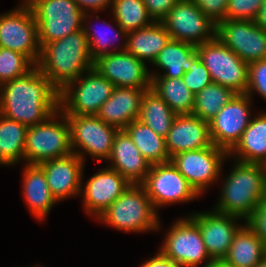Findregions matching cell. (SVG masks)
Instances as JSON below:
<instances>
[{
    "label": "cell",
    "instance_id": "cell-32",
    "mask_svg": "<svg viewBox=\"0 0 266 267\" xmlns=\"http://www.w3.org/2000/svg\"><path fill=\"white\" fill-rule=\"evenodd\" d=\"M151 89L162 98L176 115L192 114L194 95L182 78L151 76Z\"/></svg>",
    "mask_w": 266,
    "mask_h": 267
},
{
    "label": "cell",
    "instance_id": "cell-42",
    "mask_svg": "<svg viewBox=\"0 0 266 267\" xmlns=\"http://www.w3.org/2000/svg\"><path fill=\"white\" fill-rule=\"evenodd\" d=\"M179 0H143L154 22H161Z\"/></svg>",
    "mask_w": 266,
    "mask_h": 267
},
{
    "label": "cell",
    "instance_id": "cell-29",
    "mask_svg": "<svg viewBox=\"0 0 266 267\" xmlns=\"http://www.w3.org/2000/svg\"><path fill=\"white\" fill-rule=\"evenodd\" d=\"M93 14V16L91 15ZM91 15V16H90ZM94 12H86L83 15V26L82 29L84 30V33L87 37L88 43H89V48H90V53L92 56V59L95 60L98 57L104 55V54H110L114 52H122L126 51L127 48V33L121 28V26L115 21L114 17L112 20L113 22L116 23V30L113 29V25L111 23L106 22L103 20L102 25L105 28H95L94 26H91L88 24L90 23L91 18L94 17ZM90 25V26H89ZM110 28V29H108ZM107 29L108 32H110V35L107 36V32L105 31ZM113 29V31H112ZM113 32H115L113 34ZM112 36V37H111ZM123 38V39H121ZM118 39H121L124 42L121 43L120 46L117 47L116 45H113V41L117 42L120 41ZM113 40V41H112ZM114 46V47H113ZM110 47V48H109Z\"/></svg>",
    "mask_w": 266,
    "mask_h": 267
},
{
    "label": "cell",
    "instance_id": "cell-22",
    "mask_svg": "<svg viewBox=\"0 0 266 267\" xmlns=\"http://www.w3.org/2000/svg\"><path fill=\"white\" fill-rule=\"evenodd\" d=\"M107 161L108 167L118 171L130 184H142L151 167L124 130L116 134Z\"/></svg>",
    "mask_w": 266,
    "mask_h": 267
},
{
    "label": "cell",
    "instance_id": "cell-2",
    "mask_svg": "<svg viewBox=\"0 0 266 267\" xmlns=\"http://www.w3.org/2000/svg\"><path fill=\"white\" fill-rule=\"evenodd\" d=\"M94 65L84 30L44 44L36 66L61 91Z\"/></svg>",
    "mask_w": 266,
    "mask_h": 267
},
{
    "label": "cell",
    "instance_id": "cell-37",
    "mask_svg": "<svg viewBox=\"0 0 266 267\" xmlns=\"http://www.w3.org/2000/svg\"><path fill=\"white\" fill-rule=\"evenodd\" d=\"M262 4L263 0H229L226 19L255 21Z\"/></svg>",
    "mask_w": 266,
    "mask_h": 267
},
{
    "label": "cell",
    "instance_id": "cell-3",
    "mask_svg": "<svg viewBox=\"0 0 266 267\" xmlns=\"http://www.w3.org/2000/svg\"><path fill=\"white\" fill-rule=\"evenodd\" d=\"M223 178L221 194L213 210L245 221L266 195V169L263 164L234 160Z\"/></svg>",
    "mask_w": 266,
    "mask_h": 267
},
{
    "label": "cell",
    "instance_id": "cell-38",
    "mask_svg": "<svg viewBox=\"0 0 266 267\" xmlns=\"http://www.w3.org/2000/svg\"><path fill=\"white\" fill-rule=\"evenodd\" d=\"M182 79L193 95L212 83L210 73L199 57L192 62L190 70L182 76Z\"/></svg>",
    "mask_w": 266,
    "mask_h": 267
},
{
    "label": "cell",
    "instance_id": "cell-36",
    "mask_svg": "<svg viewBox=\"0 0 266 267\" xmlns=\"http://www.w3.org/2000/svg\"><path fill=\"white\" fill-rule=\"evenodd\" d=\"M34 66L25 55L0 47V85L23 76Z\"/></svg>",
    "mask_w": 266,
    "mask_h": 267
},
{
    "label": "cell",
    "instance_id": "cell-18",
    "mask_svg": "<svg viewBox=\"0 0 266 267\" xmlns=\"http://www.w3.org/2000/svg\"><path fill=\"white\" fill-rule=\"evenodd\" d=\"M189 214L188 216L200 229L210 258L222 261L232 244L235 233L245 223L239 224L243 219L234 215L222 214L215 210L196 211Z\"/></svg>",
    "mask_w": 266,
    "mask_h": 267
},
{
    "label": "cell",
    "instance_id": "cell-23",
    "mask_svg": "<svg viewBox=\"0 0 266 267\" xmlns=\"http://www.w3.org/2000/svg\"><path fill=\"white\" fill-rule=\"evenodd\" d=\"M146 90L148 89L114 87L111 97L101 106L96 116L106 124L123 130L132 121L138 120Z\"/></svg>",
    "mask_w": 266,
    "mask_h": 267
},
{
    "label": "cell",
    "instance_id": "cell-35",
    "mask_svg": "<svg viewBox=\"0 0 266 267\" xmlns=\"http://www.w3.org/2000/svg\"><path fill=\"white\" fill-rule=\"evenodd\" d=\"M111 12L112 17L126 33L147 27L154 22L143 0H114Z\"/></svg>",
    "mask_w": 266,
    "mask_h": 267
},
{
    "label": "cell",
    "instance_id": "cell-48",
    "mask_svg": "<svg viewBox=\"0 0 266 267\" xmlns=\"http://www.w3.org/2000/svg\"><path fill=\"white\" fill-rule=\"evenodd\" d=\"M30 267H43V266H40V265H34V266H30Z\"/></svg>",
    "mask_w": 266,
    "mask_h": 267
},
{
    "label": "cell",
    "instance_id": "cell-31",
    "mask_svg": "<svg viewBox=\"0 0 266 267\" xmlns=\"http://www.w3.org/2000/svg\"><path fill=\"white\" fill-rule=\"evenodd\" d=\"M123 130L151 165L171 161L165 138L156 134L150 127L139 120H134Z\"/></svg>",
    "mask_w": 266,
    "mask_h": 267
},
{
    "label": "cell",
    "instance_id": "cell-40",
    "mask_svg": "<svg viewBox=\"0 0 266 267\" xmlns=\"http://www.w3.org/2000/svg\"><path fill=\"white\" fill-rule=\"evenodd\" d=\"M244 222L266 246V195Z\"/></svg>",
    "mask_w": 266,
    "mask_h": 267
},
{
    "label": "cell",
    "instance_id": "cell-10",
    "mask_svg": "<svg viewBox=\"0 0 266 267\" xmlns=\"http://www.w3.org/2000/svg\"><path fill=\"white\" fill-rule=\"evenodd\" d=\"M67 119L70 125L72 152L84 162L86 155H90L94 160H105L107 163L119 129L106 124L96 115L67 116Z\"/></svg>",
    "mask_w": 266,
    "mask_h": 267
},
{
    "label": "cell",
    "instance_id": "cell-12",
    "mask_svg": "<svg viewBox=\"0 0 266 267\" xmlns=\"http://www.w3.org/2000/svg\"><path fill=\"white\" fill-rule=\"evenodd\" d=\"M229 158L226 150L212 144L206 148L178 153L171 158V162L202 196L221 179L223 164Z\"/></svg>",
    "mask_w": 266,
    "mask_h": 267
},
{
    "label": "cell",
    "instance_id": "cell-17",
    "mask_svg": "<svg viewBox=\"0 0 266 267\" xmlns=\"http://www.w3.org/2000/svg\"><path fill=\"white\" fill-rule=\"evenodd\" d=\"M127 51L104 54L94 60L93 68L114 87L150 89L151 74L147 65Z\"/></svg>",
    "mask_w": 266,
    "mask_h": 267
},
{
    "label": "cell",
    "instance_id": "cell-1",
    "mask_svg": "<svg viewBox=\"0 0 266 267\" xmlns=\"http://www.w3.org/2000/svg\"><path fill=\"white\" fill-rule=\"evenodd\" d=\"M59 109V91L35 65L0 85V114L27 127L44 122Z\"/></svg>",
    "mask_w": 266,
    "mask_h": 267
},
{
    "label": "cell",
    "instance_id": "cell-19",
    "mask_svg": "<svg viewBox=\"0 0 266 267\" xmlns=\"http://www.w3.org/2000/svg\"><path fill=\"white\" fill-rule=\"evenodd\" d=\"M80 196L85 213L96 219L131 185L118 171L110 167L99 169L87 181L81 182ZM85 183V185H84Z\"/></svg>",
    "mask_w": 266,
    "mask_h": 267
},
{
    "label": "cell",
    "instance_id": "cell-4",
    "mask_svg": "<svg viewBox=\"0 0 266 267\" xmlns=\"http://www.w3.org/2000/svg\"><path fill=\"white\" fill-rule=\"evenodd\" d=\"M141 184H131L96 219L117 231L146 233L159 231L160 217Z\"/></svg>",
    "mask_w": 266,
    "mask_h": 267
},
{
    "label": "cell",
    "instance_id": "cell-44",
    "mask_svg": "<svg viewBox=\"0 0 266 267\" xmlns=\"http://www.w3.org/2000/svg\"><path fill=\"white\" fill-rule=\"evenodd\" d=\"M140 267H183L181 264L167 258L160 251L150 259L143 262Z\"/></svg>",
    "mask_w": 266,
    "mask_h": 267
},
{
    "label": "cell",
    "instance_id": "cell-26",
    "mask_svg": "<svg viewBox=\"0 0 266 267\" xmlns=\"http://www.w3.org/2000/svg\"><path fill=\"white\" fill-rule=\"evenodd\" d=\"M197 57L195 45L171 39L152 64V66L159 68L162 74L158 70L157 72L152 70L153 72L150 71V74L163 78H182L190 70L192 62Z\"/></svg>",
    "mask_w": 266,
    "mask_h": 267
},
{
    "label": "cell",
    "instance_id": "cell-13",
    "mask_svg": "<svg viewBox=\"0 0 266 267\" xmlns=\"http://www.w3.org/2000/svg\"><path fill=\"white\" fill-rule=\"evenodd\" d=\"M155 209L178 203H187L200 195L171 162L151 165L141 184Z\"/></svg>",
    "mask_w": 266,
    "mask_h": 267
},
{
    "label": "cell",
    "instance_id": "cell-33",
    "mask_svg": "<svg viewBox=\"0 0 266 267\" xmlns=\"http://www.w3.org/2000/svg\"><path fill=\"white\" fill-rule=\"evenodd\" d=\"M176 114L151 88L145 91L138 120L156 134L166 137Z\"/></svg>",
    "mask_w": 266,
    "mask_h": 267
},
{
    "label": "cell",
    "instance_id": "cell-30",
    "mask_svg": "<svg viewBox=\"0 0 266 267\" xmlns=\"http://www.w3.org/2000/svg\"><path fill=\"white\" fill-rule=\"evenodd\" d=\"M27 126L0 114V166L25 161Z\"/></svg>",
    "mask_w": 266,
    "mask_h": 267
},
{
    "label": "cell",
    "instance_id": "cell-45",
    "mask_svg": "<svg viewBox=\"0 0 266 267\" xmlns=\"http://www.w3.org/2000/svg\"><path fill=\"white\" fill-rule=\"evenodd\" d=\"M255 23L266 32V0H263V4L260 7Z\"/></svg>",
    "mask_w": 266,
    "mask_h": 267
},
{
    "label": "cell",
    "instance_id": "cell-16",
    "mask_svg": "<svg viewBox=\"0 0 266 267\" xmlns=\"http://www.w3.org/2000/svg\"><path fill=\"white\" fill-rule=\"evenodd\" d=\"M216 36L247 64L266 58V32L255 21L224 19Z\"/></svg>",
    "mask_w": 266,
    "mask_h": 267
},
{
    "label": "cell",
    "instance_id": "cell-9",
    "mask_svg": "<svg viewBox=\"0 0 266 267\" xmlns=\"http://www.w3.org/2000/svg\"><path fill=\"white\" fill-rule=\"evenodd\" d=\"M0 47L19 52L37 64L41 53L38 26L24 0L14 9L0 14Z\"/></svg>",
    "mask_w": 266,
    "mask_h": 267
},
{
    "label": "cell",
    "instance_id": "cell-39",
    "mask_svg": "<svg viewBox=\"0 0 266 267\" xmlns=\"http://www.w3.org/2000/svg\"><path fill=\"white\" fill-rule=\"evenodd\" d=\"M256 92L266 100V58L249 64L246 94L253 99Z\"/></svg>",
    "mask_w": 266,
    "mask_h": 267
},
{
    "label": "cell",
    "instance_id": "cell-34",
    "mask_svg": "<svg viewBox=\"0 0 266 267\" xmlns=\"http://www.w3.org/2000/svg\"><path fill=\"white\" fill-rule=\"evenodd\" d=\"M235 96L234 90L212 82L194 95L192 114L209 123Z\"/></svg>",
    "mask_w": 266,
    "mask_h": 267
},
{
    "label": "cell",
    "instance_id": "cell-24",
    "mask_svg": "<svg viewBox=\"0 0 266 267\" xmlns=\"http://www.w3.org/2000/svg\"><path fill=\"white\" fill-rule=\"evenodd\" d=\"M22 178V195L32 216L43 221L58 202L49 190L46 175L38 164H25Z\"/></svg>",
    "mask_w": 266,
    "mask_h": 267
},
{
    "label": "cell",
    "instance_id": "cell-43",
    "mask_svg": "<svg viewBox=\"0 0 266 267\" xmlns=\"http://www.w3.org/2000/svg\"><path fill=\"white\" fill-rule=\"evenodd\" d=\"M78 7L84 12L100 13L111 9L114 0H75Z\"/></svg>",
    "mask_w": 266,
    "mask_h": 267
},
{
    "label": "cell",
    "instance_id": "cell-14",
    "mask_svg": "<svg viewBox=\"0 0 266 267\" xmlns=\"http://www.w3.org/2000/svg\"><path fill=\"white\" fill-rule=\"evenodd\" d=\"M161 22L172 40L197 46L216 37L217 24L193 0H179Z\"/></svg>",
    "mask_w": 266,
    "mask_h": 267
},
{
    "label": "cell",
    "instance_id": "cell-21",
    "mask_svg": "<svg viewBox=\"0 0 266 267\" xmlns=\"http://www.w3.org/2000/svg\"><path fill=\"white\" fill-rule=\"evenodd\" d=\"M170 158L191 150L211 146L209 123L193 114L176 115L165 137Z\"/></svg>",
    "mask_w": 266,
    "mask_h": 267
},
{
    "label": "cell",
    "instance_id": "cell-41",
    "mask_svg": "<svg viewBox=\"0 0 266 267\" xmlns=\"http://www.w3.org/2000/svg\"><path fill=\"white\" fill-rule=\"evenodd\" d=\"M196 6L208 16L214 23L226 19V11L229 0H193Z\"/></svg>",
    "mask_w": 266,
    "mask_h": 267
},
{
    "label": "cell",
    "instance_id": "cell-20",
    "mask_svg": "<svg viewBox=\"0 0 266 267\" xmlns=\"http://www.w3.org/2000/svg\"><path fill=\"white\" fill-rule=\"evenodd\" d=\"M38 165L43 169L49 190L58 202L80 195L85 162L77 154L50 159Z\"/></svg>",
    "mask_w": 266,
    "mask_h": 267
},
{
    "label": "cell",
    "instance_id": "cell-25",
    "mask_svg": "<svg viewBox=\"0 0 266 267\" xmlns=\"http://www.w3.org/2000/svg\"><path fill=\"white\" fill-rule=\"evenodd\" d=\"M261 112L253 115L240 141L228 153L233 160L266 164V112Z\"/></svg>",
    "mask_w": 266,
    "mask_h": 267
},
{
    "label": "cell",
    "instance_id": "cell-27",
    "mask_svg": "<svg viewBox=\"0 0 266 267\" xmlns=\"http://www.w3.org/2000/svg\"><path fill=\"white\" fill-rule=\"evenodd\" d=\"M266 258V246L244 223L235 233L232 244L222 260L228 267H256Z\"/></svg>",
    "mask_w": 266,
    "mask_h": 267
},
{
    "label": "cell",
    "instance_id": "cell-15",
    "mask_svg": "<svg viewBox=\"0 0 266 267\" xmlns=\"http://www.w3.org/2000/svg\"><path fill=\"white\" fill-rule=\"evenodd\" d=\"M252 101L247 94H237L209 122L210 137L216 147L229 153L240 141L252 119Z\"/></svg>",
    "mask_w": 266,
    "mask_h": 267
},
{
    "label": "cell",
    "instance_id": "cell-5",
    "mask_svg": "<svg viewBox=\"0 0 266 267\" xmlns=\"http://www.w3.org/2000/svg\"><path fill=\"white\" fill-rule=\"evenodd\" d=\"M72 153L69 121L60 109L44 122L27 127L23 163L40 164Z\"/></svg>",
    "mask_w": 266,
    "mask_h": 267
},
{
    "label": "cell",
    "instance_id": "cell-46",
    "mask_svg": "<svg viewBox=\"0 0 266 267\" xmlns=\"http://www.w3.org/2000/svg\"><path fill=\"white\" fill-rule=\"evenodd\" d=\"M201 267H228L223 261L213 260L212 262L208 263L207 265Z\"/></svg>",
    "mask_w": 266,
    "mask_h": 267
},
{
    "label": "cell",
    "instance_id": "cell-11",
    "mask_svg": "<svg viewBox=\"0 0 266 267\" xmlns=\"http://www.w3.org/2000/svg\"><path fill=\"white\" fill-rule=\"evenodd\" d=\"M160 252L183 267H201L210 258L198 225L188 216L178 218L167 229Z\"/></svg>",
    "mask_w": 266,
    "mask_h": 267
},
{
    "label": "cell",
    "instance_id": "cell-47",
    "mask_svg": "<svg viewBox=\"0 0 266 267\" xmlns=\"http://www.w3.org/2000/svg\"><path fill=\"white\" fill-rule=\"evenodd\" d=\"M256 267H266V258L261 261Z\"/></svg>",
    "mask_w": 266,
    "mask_h": 267
},
{
    "label": "cell",
    "instance_id": "cell-8",
    "mask_svg": "<svg viewBox=\"0 0 266 267\" xmlns=\"http://www.w3.org/2000/svg\"><path fill=\"white\" fill-rule=\"evenodd\" d=\"M198 57L208 69L212 82L246 94L249 64L245 63L216 36L196 46Z\"/></svg>",
    "mask_w": 266,
    "mask_h": 267
},
{
    "label": "cell",
    "instance_id": "cell-6",
    "mask_svg": "<svg viewBox=\"0 0 266 267\" xmlns=\"http://www.w3.org/2000/svg\"><path fill=\"white\" fill-rule=\"evenodd\" d=\"M38 26L39 44L59 40L82 29L84 12L75 0H24Z\"/></svg>",
    "mask_w": 266,
    "mask_h": 267
},
{
    "label": "cell",
    "instance_id": "cell-28",
    "mask_svg": "<svg viewBox=\"0 0 266 267\" xmlns=\"http://www.w3.org/2000/svg\"><path fill=\"white\" fill-rule=\"evenodd\" d=\"M170 40L171 37L162 22H153L147 27L127 33L126 51L152 65Z\"/></svg>",
    "mask_w": 266,
    "mask_h": 267
},
{
    "label": "cell",
    "instance_id": "cell-7",
    "mask_svg": "<svg viewBox=\"0 0 266 267\" xmlns=\"http://www.w3.org/2000/svg\"><path fill=\"white\" fill-rule=\"evenodd\" d=\"M114 85L93 67L59 91V109L66 116L97 115Z\"/></svg>",
    "mask_w": 266,
    "mask_h": 267
}]
</instances>
